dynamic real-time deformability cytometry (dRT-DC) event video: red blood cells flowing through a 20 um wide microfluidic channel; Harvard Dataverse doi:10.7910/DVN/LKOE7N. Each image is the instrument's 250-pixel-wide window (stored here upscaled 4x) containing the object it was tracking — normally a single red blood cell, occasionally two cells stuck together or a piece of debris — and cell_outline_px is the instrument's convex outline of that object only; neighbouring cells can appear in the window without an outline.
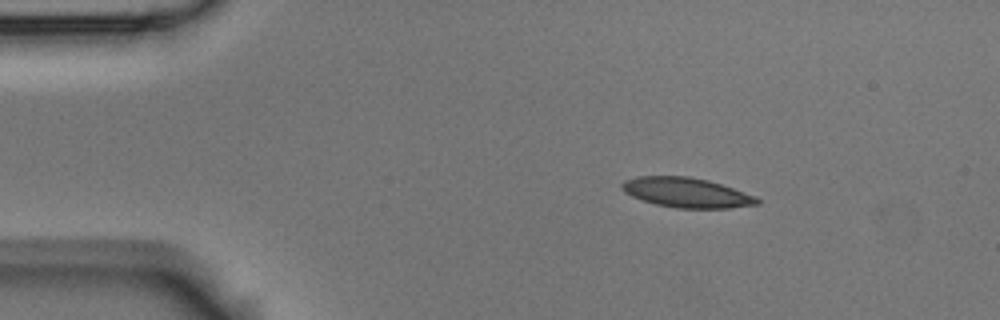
{"species": "Egyptian fruit bat (a non-hibernating species)", "species_latin": "Rousettus aegyptiacus", "temperature_condition": "room temperature", "stored_images_in_passage": 3, "camera_frame_rate_fps": 3000, "um_per_image_px": 0.085, "animal": {"sex": "male"}, "frame": {"image": 1, "passage_image": 1, "time_ms": 0.0, "image_size_px": [1000, 320], "cell_outline_px": [[760, 204], [728, 208], [676, 208], [656, 204], [632, 196], [624, 192], [620, 188], [620, 184], [624, 180], [636, 176], [688, 176], [708, 180], [756, 196], [760, 200]], "centroid_in_image_um": [58.33, 16.36], "position_along_channel_um": 26.7, "area_um2": 23.47}}